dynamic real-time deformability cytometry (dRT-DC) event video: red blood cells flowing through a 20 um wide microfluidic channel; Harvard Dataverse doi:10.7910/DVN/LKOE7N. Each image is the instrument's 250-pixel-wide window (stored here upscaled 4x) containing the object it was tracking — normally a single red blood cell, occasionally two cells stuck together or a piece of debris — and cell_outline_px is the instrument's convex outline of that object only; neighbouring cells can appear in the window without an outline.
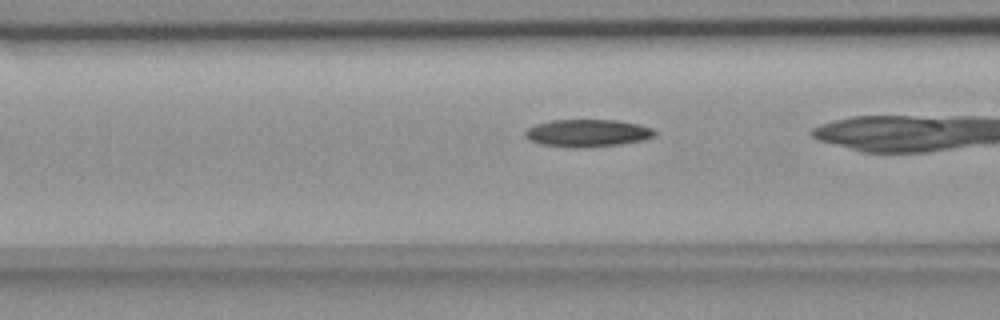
{"species": "common noctule bat (a hibernating species)", "species_latin": "Nyctalus noctula", "temperature_condition": "room temperature", "stored_images_in_passage": 33, "camera_frame_rate_fps": 3000, "um_per_image_px": 0.085, "animal": {"sex": "female", "body_mass_g": 18.4}, "frame": {"image": 1, "passage_image": 18, "time_ms": 5.667, "image_size_px": [1000, 320], "cell_outline_px": [[656, 136], [644, 140], [620, 144], [588, 148], [572, 148], [540, 144], [524, 136], [524, 132], [528, 128], [536, 124], [552, 120], [620, 120], [640, 124], [652, 128], [656, 132]], "centroid_in_image_um": [49.97, 11.31], "position_along_channel_um": 116.6, "area_um2": 20.98}}
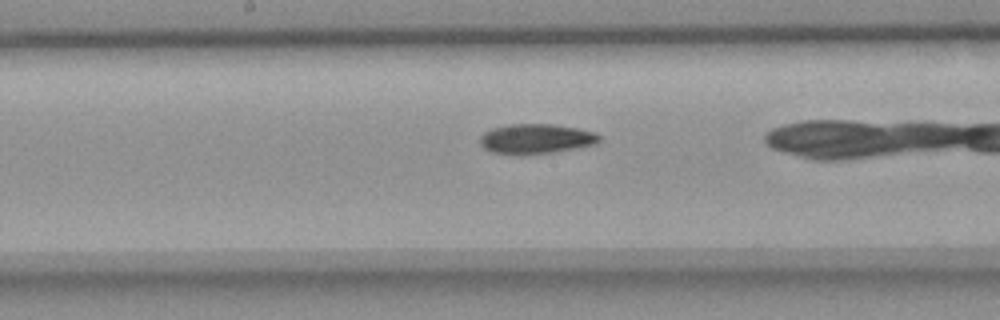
{"frame": {"image": 2, "passage_image": 25, "time_ms": 8.0, "image_size_px": [1000, 320], "cell_outline_px": [[600, 140], [596, 144], [576, 148], [552, 152], [520, 156], [492, 152], [484, 148], [480, 144], [480, 136], [484, 132], [492, 128], [508, 124], [552, 124], [576, 128], [596, 132], [600, 136]], "centroid_in_image_um": [45.54, 11.81], "position_along_channel_um": 202.7, "area_um2": 20.98}}
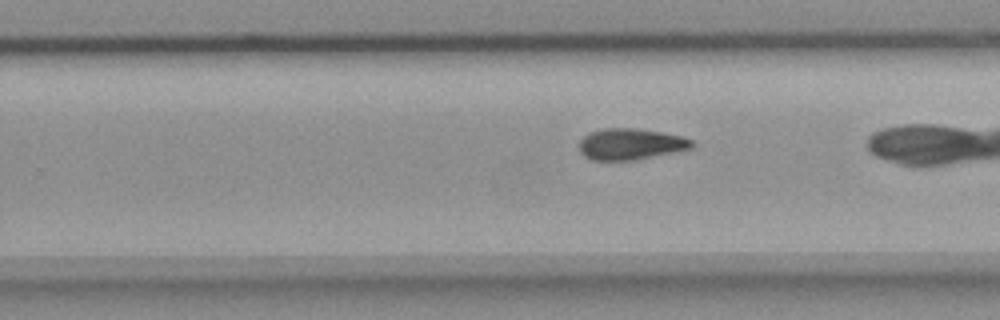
{"frame": {"image": 3, "passage_image": 31, "time_ms": 10.0, "image_size_px": [1000, 320], "cell_outline_px": [[692, 144], [688, 148], [672, 152], [632, 160], [592, 160], [584, 156], [580, 152], [580, 140], [584, 136], [592, 132], [604, 128], [636, 128], [660, 132], [680, 136], [692, 140]], "centroid_in_image_um": [53.53, 12.24], "position_along_channel_um": 276.3, "area_um2": 20.0}}